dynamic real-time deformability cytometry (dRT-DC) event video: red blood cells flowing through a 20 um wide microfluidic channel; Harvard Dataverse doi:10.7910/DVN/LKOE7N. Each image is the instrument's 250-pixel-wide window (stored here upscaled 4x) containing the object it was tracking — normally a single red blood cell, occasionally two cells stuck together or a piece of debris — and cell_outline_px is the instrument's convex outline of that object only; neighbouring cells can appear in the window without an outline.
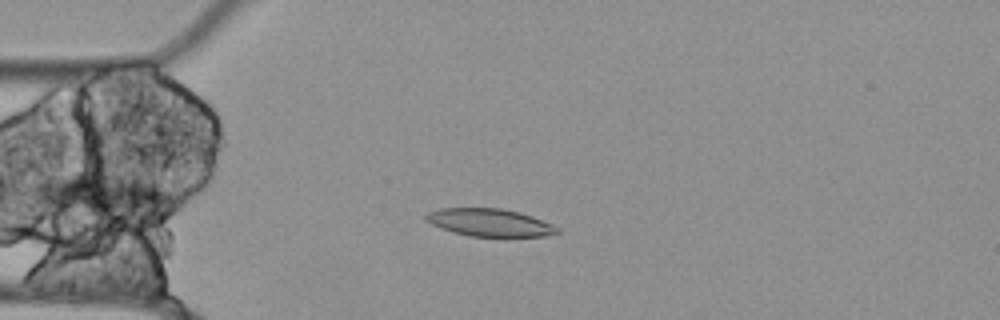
{"species": "Egyptian fruit bat (a non-hibernating species)", "species_latin": "Rousettus aegyptiacus", "temperature_condition": "cold", "stored_images_in_passage": 47, "camera_frame_rate_fps": 3000, "um_per_image_px": 0.085, "animal": {"sex": "female"}, "frame": {"image": 1, "passage_image": 5, "time_ms": 1.333, "image_size_px": [1000, 320], "cell_outline_px": [[560, 232], [548, 236], [472, 236], [452, 232], [440, 228], [424, 220], [424, 216], [428, 212], [440, 208], [500, 208], [520, 212], [532, 216], [552, 224], [560, 228]], "centroid_in_image_um": [41.62, 18.91], "position_along_channel_um": 43.4, "area_um2": 21.21}}
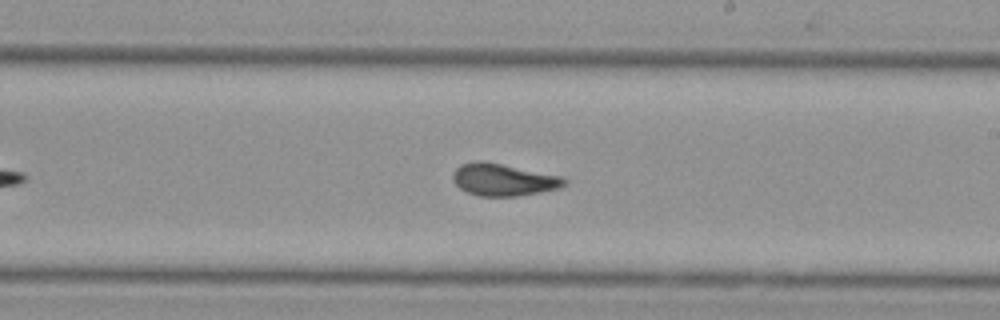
{"frame": {"image": 2, "passage_image": 23, "time_ms": 7.333, "image_size_px": [1000, 320], "cell_outline_px": [[568, 184], [560, 188], [540, 192], [516, 196], [480, 196], [468, 192], [460, 188], [452, 180], [452, 172], [460, 164], [476, 160], [484, 160], [564, 176], [568, 180]], "centroid_in_image_um": [42.82, 15.25], "position_along_channel_um": 246.2, "area_um2": 21.33}}
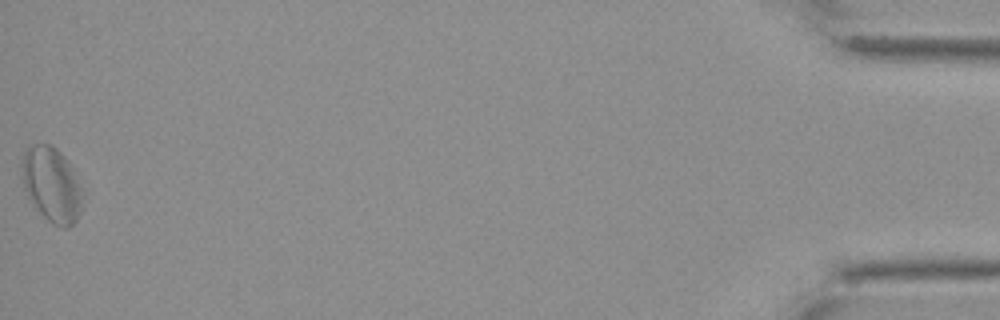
{"frame": {"image": 3, "passage_image": 47, "time_ms": 15.333, "image_size_px": [1000, 320], "cell_outline_px": [[80, 212], [76, 220], [68, 228], [60, 228], [52, 224], [36, 208], [28, 196], [24, 188], [20, 176], [24, 152], [28, 144], [52, 144], [64, 156], [80, 188]], "centroid_in_image_um": [4.32, 15.68], "position_along_channel_um": 430.9, "area_um2": 26.01}, "authors_computed_cell_mechanics": {"area_um2": 21.386, "velocity_mm_per_s": 3.5099, "shape_relaxation_time_tau1_ms": null, "shape_relaxation_time_tau2_ms": 6.2122, "deformation_change_tau1": null, "deformation_change_tau2": 0.112}}